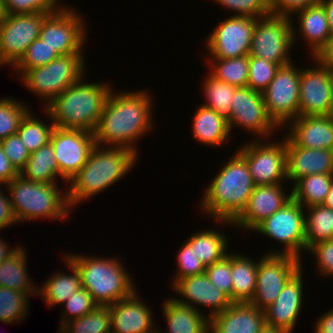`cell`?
<instances>
[{
	"label": "cell",
	"mask_w": 333,
	"mask_h": 333,
	"mask_svg": "<svg viewBox=\"0 0 333 333\" xmlns=\"http://www.w3.org/2000/svg\"><path fill=\"white\" fill-rule=\"evenodd\" d=\"M20 175L33 182L57 183L59 166L50 142L30 154Z\"/></svg>",
	"instance_id": "33"
},
{
	"label": "cell",
	"mask_w": 333,
	"mask_h": 333,
	"mask_svg": "<svg viewBox=\"0 0 333 333\" xmlns=\"http://www.w3.org/2000/svg\"><path fill=\"white\" fill-rule=\"evenodd\" d=\"M60 0H4L7 14L56 12L63 3Z\"/></svg>",
	"instance_id": "48"
},
{
	"label": "cell",
	"mask_w": 333,
	"mask_h": 333,
	"mask_svg": "<svg viewBox=\"0 0 333 333\" xmlns=\"http://www.w3.org/2000/svg\"><path fill=\"white\" fill-rule=\"evenodd\" d=\"M265 324L264 310L250 302L232 303L210 318L209 333H260Z\"/></svg>",
	"instance_id": "24"
},
{
	"label": "cell",
	"mask_w": 333,
	"mask_h": 333,
	"mask_svg": "<svg viewBox=\"0 0 333 333\" xmlns=\"http://www.w3.org/2000/svg\"><path fill=\"white\" fill-rule=\"evenodd\" d=\"M48 14H7L0 23V67H12L28 46L39 38L43 20Z\"/></svg>",
	"instance_id": "16"
},
{
	"label": "cell",
	"mask_w": 333,
	"mask_h": 333,
	"mask_svg": "<svg viewBox=\"0 0 333 333\" xmlns=\"http://www.w3.org/2000/svg\"><path fill=\"white\" fill-rule=\"evenodd\" d=\"M306 253L313 254L318 273L326 278L333 275V239L312 245Z\"/></svg>",
	"instance_id": "50"
},
{
	"label": "cell",
	"mask_w": 333,
	"mask_h": 333,
	"mask_svg": "<svg viewBox=\"0 0 333 333\" xmlns=\"http://www.w3.org/2000/svg\"><path fill=\"white\" fill-rule=\"evenodd\" d=\"M226 237L227 235L221 231L205 229L197 230L196 233L194 232L190 237L188 236L185 241L194 249L204 267H208L230 253V249H228L229 240Z\"/></svg>",
	"instance_id": "32"
},
{
	"label": "cell",
	"mask_w": 333,
	"mask_h": 333,
	"mask_svg": "<svg viewBox=\"0 0 333 333\" xmlns=\"http://www.w3.org/2000/svg\"><path fill=\"white\" fill-rule=\"evenodd\" d=\"M314 325V333H333V308L322 313Z\"/></svg>",
	"instance_id": "55"
},
{
	"label": "cell",
	"mask_w": 333,
	"mask_h": 333,
	"mask_svg": "<svg viewBox=\"0 0 333 333\" xmlns=\"http://www.w3.org/2000/svg\"><path fill=\"white\" fill-rule=\"evenodd\" d=\"M0 145L15 169L20 173L26 166L30 152L21 142L18 134H13L0 141Z\"/></svg>",
	"instance_id": "49"
},
{
	"label": "cell",
	"mask_w": 333,
	"mask_h": 333,
	"mask_svg": "<svg viewBox=\"0 0 333 333\" xmlns=\"http://www.w3.org/2000/svg\"><path fill=\"white\" fill-rule=\"evenodd\" d=\"M129 91L112 89L93 133L98 146L124 147L138 155L137 140L155 125L154 97L146 89Z\"/></svg>",
	"instance_id": "1"
},
{
	"label": "cell",
	"mask_w": 333,
	"mask_h": 333,
	"mask_svg": "<svg viewBox=\"0 0 333 333\" xmlns=\"http://www.w3.org/2000/svg\"><path fill=\"white\" fill-rule=\"evenodd\" d=\"M59 333H111L109 306H97L86 315L64 324Z\"/></svg>",
	"instance_id": "39"
},
{
	"label": "cell",
	"mask_w": 333,
	"mask_h": 333,
	"mask_svg": "<svg viewBox=\"0 0 333 333\" xmlns=\"http://www.w3.org/2000/svg\"><path fill=\"white\" fill-rule=\"evenodd\" d=\"M84 53L59 55L44 66L29 69L19 78L24 86L43 101L45 108L56 96L86 75Z\"/></svg>",
	"instance_id": "7"
},
{
	"label": "cell",
	"mask_w": 333,
	"mask_h": 333,
	"mask_svg": "<svg viewBox=\"0 0 333 333\" xmlns=\"http://www.w3.org/2000/svg\"><path fill=\"white\" fill-rule=\"evenodd\" d=\"M206 58L208 72L216 79L235 87H247L249 55L228 59L208 58L206 55Z\"/></svg>",
	"instance_id": "36"
},
{
	"label": "cell",
	"mask_w": 333,
	"mask_h": 333,
	"mask_svg": "<svg viewBox=\"0 0 333 333\" xmlns=\"http://www.w3.org/2000/svg\"><path fill=\"white\" fill-rule=\"evenodd\" d=\"M21 244L14 245L12 247L9 246V242H5V240L0 238V263L6 260L12 253H14Z\"/></svg>",
	"instance_id": "56"
},
{
	"label": "cell",
	"mask_w": 333,
	"mask_h": 333,
	"mask_svg": "<svg viewBox=\"0 0 333 333\" xmlns=\"http://www.w3.org/2000/svg\"><path fill=\"white\" fill-rule=\"evenodd\" d=\"M323 205L333 209V182L331 184L330 190L328 192V195L326 196Z\"/></svg>",
	"instance_id": "59"
},
{
	"label": "cell",
	"mask_w": 333,
	"mask_h": 333,
	"mask_svg": "<svg viewBox=\"0 0 333 333\" xmlns=\"http://www.w3.org/2000/svg\"><path fill=\"white\" fill-rule=\"evenodd\" d=\"M50 143L59 166L63 182L70 179L86 164L96 146L93 132L55 127Z\"/></svg>",
	"instance_id": "17"
},
{
	"label": "cell",
	"mask_w": 333,
	"mask_h": 333,
	"mask_svg": "<svg viewBox=\"0 0 333 333\" xmlns=\"http://www.w3.org/2000/svg\"><path fill=\"white\" fill-rule=\"evenodd\" d=\"M177 252L176 261L178 268L171 280L170 287H172L179 279L205 273V267L201 263L200 258L197 257L194 249L191 248L185 240Z\"/></svg>",
	"instance_id": "45"
},
{
	"label": "cell",
	"mask_w": 333,
	"mask_h": 333,
	"mask_svg": "<svg viewBox=\"0 0 333 333\" xmlns=\"http://www.w3.org/2000/svg\"><path fill=\"white\" fill-rule=\"evenodd\" d=\"M260 333H289V332L282 328L271 326L269 324H265L262 327Z\"/></svg>",
	"instance_id": "58"
},
{
	"label": "cell",
	"mask_w": 333,
	"mask_h": 333,
	"mask_svg": "<svg viewBox=\"0 0 333 333\" xmlns=\"http://www.w3.org/2000/svg\"><path fill=\"white\" fill-rule=\"evenodd\" d=\"M42 110L44 111L43 113L47 115L50 123H47L48 120L45 122L39 119L38 116L35 117L33 115L34 112L30 110L25 115L20 128L16 132L30 154L50 142L52 132L55 128L49 112L45 108Z\"/></svg>",
	"instance_id": "37"
},
{
	"label": "cell",
	"mask_w": 333,
	"mask_h": 333,
	"mask_svg": "<svg viewBox=\"0 0 333 333\" xmlns=\"http://www.w3.org/2000/svg\"><path fill=\"white\" fill-rule=\"evenodd\" d=\"M139 293L135 291L131 296L108 305L111 333H153L157 329L154 314Z\"/></svg>",
	"instance_id": "22"
},
{
	"label": "cell",
	"mask_w": 333,
	"mask_h": 333,
	"mask_svg": "<svg viewBox=\"0 0 333 333\" xmlns=\"http://www.w3.org/2000/svg\"><path fill=\"white\" fill-rule=\"evenodd\" d=\"M293 64L282 65L275 77L262 92L267 113L283 131L287 124L299 116L300 67Z\"/></svg>",
	"instance_id": "11"
},
{
	"label": "cell",
	"mask_w": 333,
	"mask_h": 333,
	"mask_svg": "<svg viewBox=\"0 0 333 333\" xmlns=\"http://www.w3.org/2000/svg\"><path fill=\"white\" fill-rule=\"evenodd\" d=\"M62 317L59 329L69 321L80 318L93 311L98 304L93 300L91 294L84 288L74 292L63 304Z\"/></svg>",
	"instance_id": "44"
},
{
	"label": "cell",
	"mask_w": 333,
	"mask_h": 333,
	"mask_svg": "<svg viewBox=\"0 0 333 333\" xmlns=\"http://www.w3.org/2000/svg\"><path fill=\"white\" fill-rule=\"evenodd\" d=\"M323 66L333 72V37L314 55Z\"/></svg>",
	"instance_id": "54"
},
{
	"label": "cell",
	"mask_w": 333,
	"mask_h": 333,
	"mask_svg": "<svg viewBox=\"0 0 333 333\" xmlns=\"http://www.w3.org/2000/svg\"><path fill=\"white\" fill-rule=\"evenodd\" d=\"M233 12L234 16L261 18L272 13L270 0H212Z\"/></svg>",
	"instance_id": "46"
},
{
	"label": "cell",
	"mask_w": 333,
	"mask_h": 333,
	"mask_svg": "<svg viewBox=\"0 0 333 333\" xmlns=\"http://www.w3.org/2000/svg\"><path fill=\"white\" fill-rule=\"evenodd\" d=\"M204 78L202 91L206 102L204 101L202 105L213 109L228 119L233 94L237 87L216 79L209 72Z\"/></svg>",
	"instance_id": "38"
},
{
	"label": "cell",
	"mask_w": 333,
	"mask_h": 333,
	"mask_svg": "<svg viewBox=\"0 0 333 333\" xmlns=\"http://www.w3.org/2000/svg\"><path fill=\"white\" fill-rule=\"evenodd\" d=\"M310 59L316 64L314 68H300L299 116L331 115L333 72L314 57Z\"/></svg>",
	"instance_id": "18"
},
{
	"label": "cell",
	"mask_w": 333,
	"mask_h": 333,
	"mask_svg": "<svg viewBox=\"0 0 333 333\" xmlns=\"http://www.w3.org/2000/svg\"><path fill=\"white\" fill-rule=\"evenodd\" d=\"M282 184L255 186L246 208L233 221L234 227L252 231L259 223L289 202L292 199V191L287 194Z\"/></svg>",
	"instance_id": "20"
},
{
	"label": "cell",
	"mask_w": 333,
	"mask_h": 333,
	"mask_svg": "<svg viewBox=\"0 0 333 333\" xmlns=\"http://www.w3.org/2000/svg\"><path fill=\"white\" fill-rule=\"evenodd\" d=\"M0 232L9 226L18 224L13 212L10 196H6L2 190L3 187L0 185Z\"/></svg>",
	"instance_id": "52"
},
{
	"label": "cell",
	"mask_w": 333,
	"mask_h": 333,
	"mask_svg": "<svg viewBox=\"0 0 333 333\" xmlns=\"http://www.w3.org/2000/svg\"><path fill=\"white\" fill-rule=\"evenodd\" d=\"M59 54L40 38L35 39L26 49L22 57L12 66L15 73L22 75L25 71L44 66L56 59Z\"/></svg>",
	"instance_id": "42"
},
{
	"label": "cell",
	"mask_w": 333,
	"mask_h": 333,
	"mask_svg": "<svg viewBox=\"0 0 333 333\" xmlns=\"http://www.w3.org/2000/svg\"><path fill=\"white\" fill-rule=\"evenodd\" d=\"M210 282L232 301L231 252L223 259L205 267Z\"/></svg>",
	"instance_id": "47"
},
{
	"label": "cell",
	"mask_w": 333,
	"mask_h": 333,
	"mask_svg": "<svg viewBox=\"0 0 333 333\" xmlns=\"http://www.w3.org/2000/svg\"><path fill=\"white\" fill-rule=\"evenodd\" d=\"M258 261L231 252L232 302H251L256 290Z\"/></svg>",
	"instance_id": "30"
},
{
	"label": "cell",
	"mask_w": 333,
	"mask_h": 333,
	"mask_svg": "<svg viewBox=\"0 0 333 333\" xmlns=\"http://www.w3.org/2000/svg\"><path fill=\"white\" fill-rule=\"evenodd\" d=\"M304 209L307 251L314 244L333 239V209L323 204Z\"/></svg>",
	"instance_id": "35"
},
{
	"label": "cell",
	"mask_w": 333,
	"mask_h": 333,
	"mask_svg": "<svg viewBox=\"0 0 333 333\" xmlns=\"http://www.w3.org/2000/svg\"><path fill=\"white\" fill-rule=\"evenodd\" d=\"M137 159L138 155L130 149L96 145L86 164L66 186L71 209L124 178L134 168Z\"/></svg>",
	"instance_id": "3"
},
{
	"label": "cell",
	"mask_w": 333,
	"mask_h": 333,
	"mask_svg": "<svg viewBox=\"0 0 333 333\" xmlns=\"http://www.w3.org/2000/svg\"><path fill=\"white\" fill-rule=\"evenodd\" d=\"M192 136L199 144L221 147L229 140L230 129L227 119L202 104L196 108L192 118Z\"/></svg>",
	"instance_id": "28"
},
{
	"label": "cell",
	"mask_w": 333,
	"mask_h": 333,
	"mask_svg": "<svg viewBox=\"0 0 333 333\" xmlns=\"http://www.w3.org/2000/svg\"><path fill=\"white\" fill-rule=\"evenodd\" d=\"M333 182V174H312L297 180L291 188L292 198L304 208L324 203Z\"/></svg>",
	"instance_id": "34"
},
{
	"label": "cell",
	"mask_w": 333,
	"mask_h": 333,
	"mask_svg": "<svg viewBox=\"0 0 333 333\" xmlns=\"http://www.w3.org/2000/svg\"><path fill=\"white\" fill-rule=\"evenodd\" d=\"M256 19L231 15L220 21L205 39L209 58L228 59L249 55Z\"/></svg>",
	"instance_id": "15"
},
{
	"label": "cell",
	"mask_w": 333,
	"mask_h": 333,
	"mask_svg": "<svg viewBox=\"0 0 333 333\" xmlns=\"http://www.w3.org/2000/svg\"><path fill=\"white\" fill-rule=\"evenodd\" d=\"M77 268L82 288L86 289L99 306H108L131 296L137 289L131 273L119 257H99L63 254Z\"/></svg>",
	"instance_id": "5"
},
{
	"label": "cell",
	"mask_w": 333,
	"mask_h": 333,
	"mask_svg": "<svg viewBox=\"0 0 333 333\" xmlns=\"http://www.w3.org/2000/svg\"><path fill=\"white\" fill-rule=\"evenodd\" d=\"M153 333H160L159 327Z\"/></svg>",
	"instance_id": "61"
},
{
	"label": "cell",
	"mask_w": 333,
	"mask_h": 333,
	"mask_svg": "<svg viewBox=\"0 0 333 333\" xmlns=\"http://www.w3.org/2000/svg\"><path fill=\"white\" fill-rule=\"evenodd\" d=\"M227 122L230 133H233L232 128L245 129L253 137H259L254 139H265L264 142L272 140L276 131L280 132V128L267 113L262 93L253 91L250 87L235 89Z\"/></svg>",
	"instance_id": "13"
},
{
	"label": "cell",
	"mask_w": 333,
	"mask_h": 333,
	"mask_svg": "<svg viewBox=\"0 0 333 333\" xmlns=\"http://www.w3.org/2000/svg\"><path fill=\"white\" fill-rule=\"evenodd\" d=\"M305 228V209L292 198L252 231L283 246L281 250L269 249L266 254L291 255L301 260V252H306Z\"/></svg>",
	"instance_id": "8"
},
{
	"label": "cell",
	"mask_w": 333,
	"mask_h": 333,
	"mask_svg": "<svg viewBox=\"0 0 333 333\" xmlns=\"http://www.w3.org/2000/svg\"><path fill=\"white\" fill-rule=\"evenodd\" d=\"M302 260L283 254H264L258 261L256 290L251 304L261 310L269 307L286 283L303 267Z\"/></svg>",
	"instance_id": "14"
},
{
	"label": "cell",
	"mask_w": 333,
	"mask_h": 333,
	"mask_svg": "<svg viewBox=\"0 0 333 333\" xmlns=\"http://www.w3.org/2000/svg\"><path fill=\"white\" fill-rule=\"evenodd\" d=\"M19 175L20 173L12 165L0 145V185L4 187Z\"/></svg>",
	"instance_id": "53"
},
{
	"label": "cell",
	"mask_w": 333,
	"mask_h": 333,
	"mask_svg": "<svg viewBox=\"0 0 333 333\" xmlns=\"http://www.w3.org/2000/svg\"><path fill=\"white\" fill-rule=\"evenodd\" d=\"M83 17L77 9L63 4L45 17L39 38L59 55L84 53L88 26Z\"/></svg>",
	"instance_id": "10"
},
{
	"label": "cell",
	"mask_w": 333,
	"mask_h": 333,
	"mask_svg": "<svg viewBox=\"0 0 333 333\" xmlns=\"http://www.w3.org/2000/svg\"><path fill=\"white\" fill-rule=\"evenodd\" d=\"M303 268L283 287L276 300L265 311L266 324L293 333L304 301Z\"/></svg>",
	"instance_id": "21"
},
{
	"label": "cell",
	"mask_w": 333,
	"mask_h": 333,
	"mask_svg": "<svg viewBox=\"0 0 333 333\" xmlns=\"http://www.w3.org/2000/svg\"><path fill=\"white\" fill-rule=\"evenodd\" d=\"M166 331L160 333H209L210 318L195 308L177 303L172 297L162 303Z\"/></svg>",
	"instance_id": "27"
},
{
	"label": "cell",
	"mask_w": 333,
	"mask_h": 333,
	"mask_svg": "<svg viewBox=\"0 0 333 333\" xmlns=\"http://www.w3.org/2000/svg\"><path fill=\"white\" fill-rule=\"evenodd\" d=\"M331 117H332V119H333V109H332V112H331V115H330Z\"/></svg>",
	"instance_id": "62"
},
{
	"label": "cell",
	"mask_w": 333,
	"mask_h": 333,
	"mask_svg": "<svg viewBox=\"0 0 333 333\" xmlns=\"http://www.w3.org/2000/svg\"><path fill=\"white\" fill-rule=\"evenodd\" d=\"M7 16L6 9H5V2L4 0H0V23L5 19Z\"/></svg>",
	"instance_id": "60"
},
{
	"label": "cell",
	"mask_w": 333,
	"mask_h": 333,
	"mask_svg": "<svg viewBox=\"0 0 333 333\" xmlns=\"http://www.w3.org/2000/svg\"><path fill=\"white\" fill-rule=\"evenodd\" d=\"M32 109L25 102L15 98L0 99V141L16 134L25 115Z\"/></svg>",
	"instance_id": "41"
},
{
	"label": "cell",
	"mask_w": 333,
	"mask_h": 333,
	"mask_svg": "<svg viewBox=\"0 0 333 333\" xmlns=\"http://www.w3.org/2000/svg\"><path fill=\"white\" fill-rule=\"evenodd\" d=\"M254 187L245 159L235 150L204 188L199 210L218 225L234 227L233 221L246 208Z\"/></svg>",
	"instance_id": "2"
},
{
	"label": "cell",
	"mask_w": 333,
	"mask_h": 333,
	"mask_svg": "<svg viewBox=\"0 0 333 333\" xmlns=\"http://www.w3.org/2000/svg\"><path fill=\"white\" fill-rule=\"evenodd\" d=\"M294 20L288 15L270 14L256 19L250 56L261 57L280 66L292 62Z\"/></svg>",
	"instance_id": "9"
},
{
	"label": "cell",
	"mask_w": 333,
	"mask_h": 333,
	"mask_svg": "<svg viewBox=\"0 0 333 333\" xmlns=\"http://www.w3.org/2000/svg\"><path fill=\"white\" fill-rule=\"evenodd\" d=\"M321 0H270L272 14L291 16L295 11L320 3Z\"/></svg>",
	"instance_id": "51"
},
{
	"label": "cell",
	"mask_w": 333,
	"mask_h": 333,
	"mask_svg": "<svg viewBox=\"0 0 333 333\" xmlns=\"http://www.w3.org/2000/svg\"><path fill=\"white\" fill-rule=\"evenodd\" d=\"M63 262L68 266L71 273L64 271L54 272L50 278L44 280L38 287V295L41 296L46 305H62L74 292L78 291L81 285V277L76 266L64 255Z\"/></svg>",
	"instance_id": "29"
},
{
	"label": "cell",
	"mask_w": 333,
	"mask_h": 333,
	"mask_svg": "<svg viewBox=\"0 0 333 333\" xmlns=\"http://www.w3.org/2000/svg\"><path fill=\"white\" fill-rule=\"evenodd\" d=\"M312 174H333V150L296 146L286 136V177L291 186Z\"/></svg>",
	"instance_id": "23"
},
{
	"label": "cell",
	"mask_w": 333,
	"mask_h": 333,
	"mask_svg": "<svg viewBox=\"0 0 333 333\" xmlns=\"http://www.w3.org/2000/svg\"><path fill=\"white\" fill-rule=\"evenodd\" d=\"M172 290L176 296L179 294L182 297H173L179 304L190 306L199 312H201L199 305L210 308L207 314L209 318L223 312L233 303L225 293L210 282L205 273L179 279L172 286Z\"/></svg>",
	"instance_id": "19"
},
{
	"label": "cell",
	"mask_w": 333,
	"mask_h": 333,
	"mask_svg": "<svg viewBox=\"0 0 333 333\" xmlns=\"http://www.w3.org/2000/svg\"><path fill=\"white\" fill-rule=\"evenodd\" d=\"M283 136L282 140L269 143L252 138L249 143L245 142L235 148L245 159L255 186L287 182L286 135Z\"/></svg>",
	"instance_id": "12"
},
{
	"label": "cell",
	"mask_w": 333,
	"mask_h": 333,
	"mask_svg": "<svg viewBox=\"0 0 333 333\" xmlns=\"http://www.w3.org/2000/svg\"><path fill=\"white\" fill-rule=\"evenodd\" d=\"M85 80L83 76L45 107L55 127L95 131L113 87L107 82Z\"/></svg>",
	"instance_id": "4"
},
{
	"label": "cell",
	"mask_w": 333,
	"mask_h": 333,
	"mask_svg": "<svg viewBox=\"0 0 333 333\" xmlns=\"http://www.w3.org/2000/svg\"><path fill=\"white\" fill-rule=\"evenodd\" d=\"M30 297L26 292L0 287V322L13 325L25 320Z\"/></svg>",
	"instance_id": "40"
},
{
	"label": "cell",
	"mask_w": 333,
	"mask_h": 333,
	"mask_svg": "<svg viewBox=\"0 0 333 333\" xmlns=\"http://www.w3.org/2000/svg\"><path fill=\"white\" fill-rule=\"evenodd\" d=\"M287 124L286 136L308 149L333 150V119L327 116H298Z\"/></svg>",
	"instance_id": "25"
},
{
	"label": "cell",
	"mask_w": 333,
	"mask_h": 333,
	"mask_svg": "<svg viewBox=\"0 0 333 333\" xmlns=\"http://www.w3.org/2000/svg\"><path fill=\"white\" fill-rule=\"evenodd\" d=\"M27 267V251L20 245L14 253L0 263V287L38 296L39 285L31 281Z\"/></svg>",
	"instance_id": "31"
},
{
	"label": "cell",
	"mask_w": 333,
	"mask_h": 333,
	"mask_svg": "<svg viewBox=\"0 0 333 333\" xmlns=\"http://www.w3.org/2000/svg\"><path fill=\"white\" fill-rule=\"evenodd\" d=\"M5 188L10 194L17 223L39 218L53 221L71 218L72 209L68 204L67 188L64 192L60 186L58 188L57 183L33 182L19 175L7 183Z\"/></svg>",
	"instance_id": "6"
},
{
	"label": "cell",
	"mask_w": 333,
	"mask_h": 333,
	"mask_svg": "<svg viewBox=\"0 0 333 333\" xmlns=\"http://www.w3.org/2000/svg\"><path fill=\"white\" fill-rule=\"evenodd\" d=\"M279 64L265 60L261 57L249 55V69L247 87L262 93L275 77Z\"/></svg>",
	"instance_id": "43"
},
{
	"label": "cell",
	"mask_w": 333,
	"mask_h": 333,
	"mask_svg": "<svg viewBox=\"0 0 333 333\" xmlns=\"http://www.w3.org/2000/svg\"><path fill=\"white\" fill-rule=\"evenodd\" d=\"M294 14L298 19L296 22L298 29L293 25L294 45L299 35L301 40L305 41V45L307 44L306 46L309 47V56L314 57L333 37L325 9L318 3L295 11L291 17Z\"/></svg>",
	"instance_id": "26"
},
{
	"label": "cell",
	"mask_w": 333,
	"mask_h": 333,
	"mask_svg": "<svg viewBox=\"0 0 333 333\" xmlns=\"http://www.w3.org/2000/svg\"><path fill=\"white\" fill-rule=\"evenodd\" d=\"M320 4L324 7L329 23V28L333 34V0H321Z\"/></svg>",
	"instance_id": "57"
}]
</instances>
